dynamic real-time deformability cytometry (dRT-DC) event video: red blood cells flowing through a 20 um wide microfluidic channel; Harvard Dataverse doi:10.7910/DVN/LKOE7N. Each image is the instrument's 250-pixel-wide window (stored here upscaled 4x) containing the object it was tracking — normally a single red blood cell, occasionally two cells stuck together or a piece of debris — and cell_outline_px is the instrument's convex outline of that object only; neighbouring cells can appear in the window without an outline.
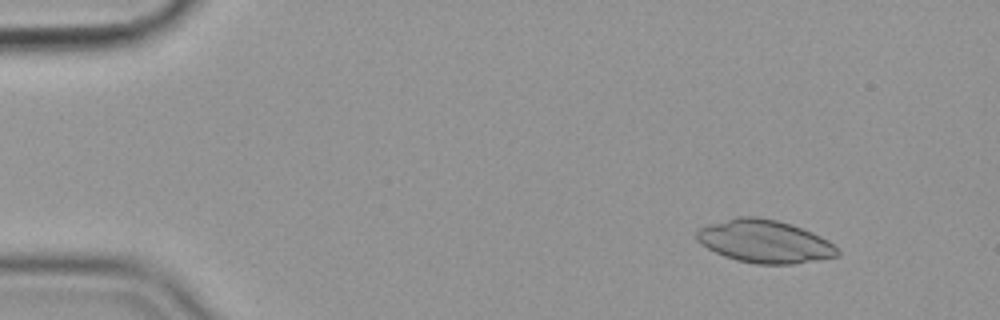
{"species": "common noctule bat (a hibernating species)", "species_latin": "Nyctalus noctula", "temperature_condition": "cold", "stored_images_in_passage": 56, "camera_frame_rate_fps": 3000, "um_per_image_px": 0.085, "animal": {"sex": "female", "body_mass_g": 19.9}, "frame": {"image": 1, "passage_image": 6, "time_ms": 1.667, "image_size_px": [1000, 320], "cell_outline_px": [[840, 256], [792, 264], [756, 264], [736, 260], [724, 256], [700, 244], [696, 240], [696, 232], [700, 228], [708, 224], [736, 216], [756, 216], [776, 220], [792, 224], [812, 232], [828, 240], [840, 252]], "centroid_in_image_um": [64.98, 20.51], "position_along_channel_um": 20.0, "area_um2": 35.26}}